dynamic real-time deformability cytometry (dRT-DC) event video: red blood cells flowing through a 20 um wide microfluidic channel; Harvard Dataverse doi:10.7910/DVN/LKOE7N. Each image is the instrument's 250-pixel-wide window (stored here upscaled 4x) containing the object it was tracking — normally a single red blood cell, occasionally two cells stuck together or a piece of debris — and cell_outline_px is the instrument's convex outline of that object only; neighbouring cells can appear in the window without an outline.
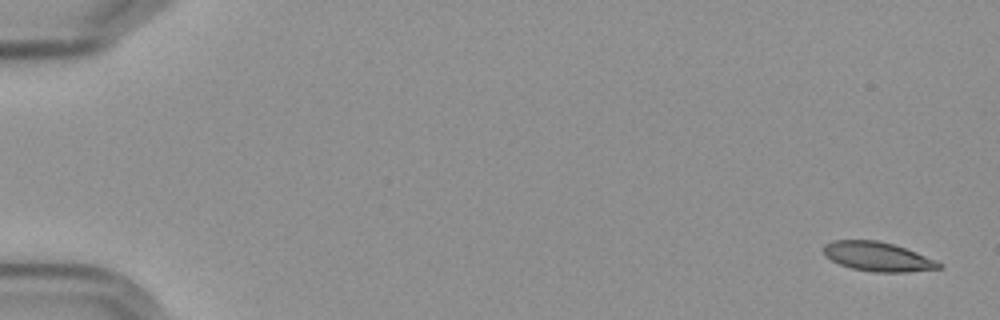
{"species": "Egyptian fruit bat (a non-hibernating species)", "species_latin": "Rousettus aegyptiacus", "temperature_condition": "cold", "stored_images_in_passage": 9, "camera_frame_rate_fps": 3000, "um_per_image_px": 0.085, "frame": {"image": 1, "passage_image": 1, "time_ms": 0.0, "image_size_px": [1000, 320], "cell_outline_px": [[944, 264], [940, 268], [908, 272], [876, 272], [852, 268], [840, 264], [824, 256], [824, 244], [832, 240], [876, 240], [892, 244], [916, 252], [936, 260]], "centroid_in_image_um": [74.6, 21.81], "position_along_channel_um": 10.4, "area_um2": 19.54}}
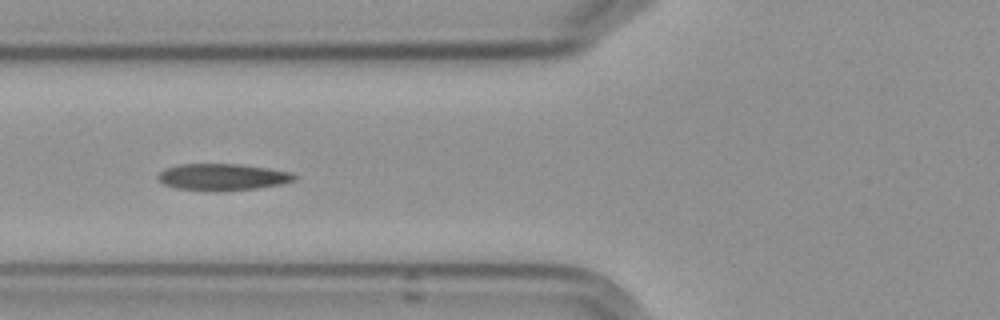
{"frame": {"image": 2, "passage_image": 7, "time_ms": 7.0, "image_size_px": [1000, 320], "cell_outline_px": [[296, 180], [280, 184], [256, 188], [216, 192], [208, 192], [176, 188], [164, 184], [156, 176], [164, 168], [176, 164], [240, 164], [268, 168], [292, 172], [296, 176]], "centroid_in_image_um": [18.88, 15.05], "position_along_channel_um": 106.9, "area_um2": 21.5}}
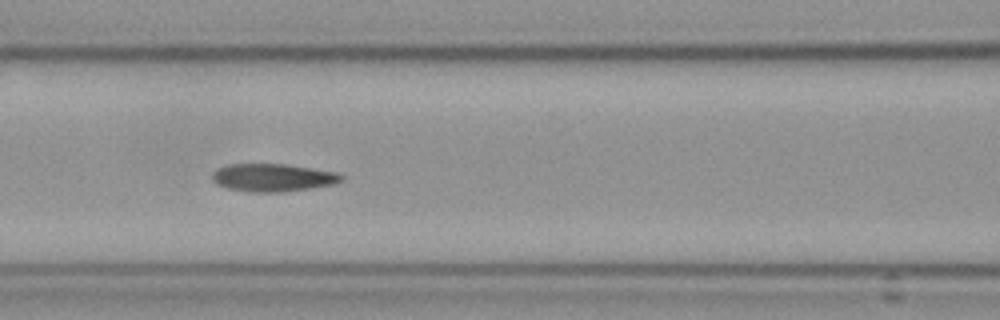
{"frame": {"image": 3, "passage_image": 8, "time_ms": 8.0, "image_size_px": [1000, 320], "cell_outline_px": [[344, 180], [336, 184], [284, 192], [248, 192], [228, 188], [216, 184], [212, 180], [212, 172], [216, 168], [228, 164], [284, 164], [312, 168], [336, 172], [344, 176]], "centroid_in_image_um": [23.19, 15.1], "position_along_channel_um": 143.4, "area_um2": 21.15}}